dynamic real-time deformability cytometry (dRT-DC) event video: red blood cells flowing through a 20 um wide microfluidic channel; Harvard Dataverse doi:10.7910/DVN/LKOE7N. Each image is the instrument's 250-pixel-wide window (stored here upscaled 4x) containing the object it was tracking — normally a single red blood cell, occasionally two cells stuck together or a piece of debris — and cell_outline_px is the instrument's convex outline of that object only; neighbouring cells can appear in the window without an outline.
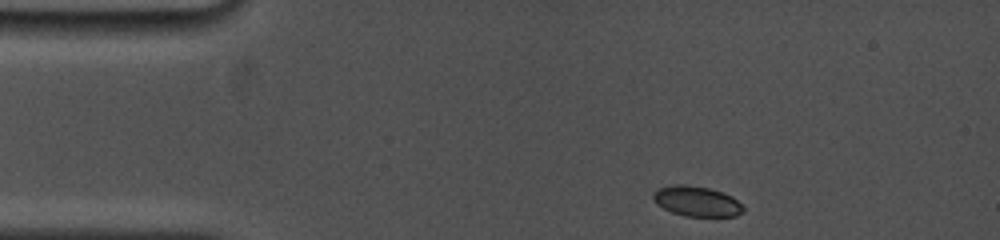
{"species": "common noctule bat (a hibernating species)", "species_latin": "Nyctalus noctula", "temperature_condition": "cold", "stored_images_in_passage": 4, "camera_frame_rate_fps": 5000, "um_per_image_px": 0.085, "animal": {"sex": "female", "body_mass_g": 19.0, "forearm_length_mm": 53.3}, "frame": {"image": 1, "passage_image": 1, "time_ms": 0.0, "image_size_px": [1000, 240], "cell_outline_px": [[744, 212], [736, 216], [684, 216], [672, 212], [656, 204], [652, 196], [652, 192], [656, 188], [672, 184], [688, 184], [708, 188], [724, 192], [732, 196], [744, 204]], "centroid_in_image_um": [59.23, 17.09], "position_along_channel_um": 25.8, "area_um2": 16.24}}
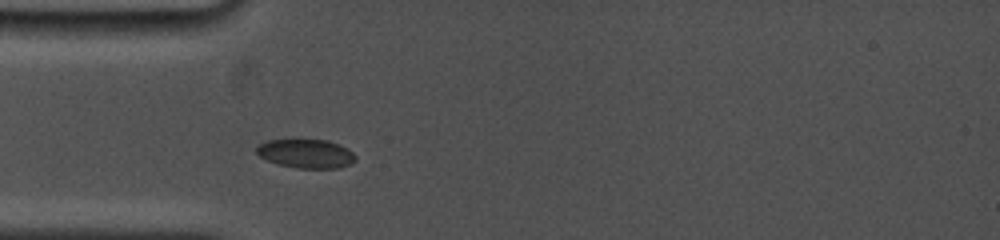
{"frame": {"image": 2, "passage_image": 4, "time_ms": 2.4, "image_size_px": [1000, 240], "cell_outline_px": [[356, 160], [352, 164], [340, 168], [296, 168], [280, 164], [268, 160], [260, 156], [256, 152], [256, 148], [260, 144], [268, 140], [328, 140], [340, 144], [348, 148], [356, 156]], "centroid_in_image_um": [26.07, 13.06], "position_along_channel_um": 58.9, "area_um2": 16.65}}